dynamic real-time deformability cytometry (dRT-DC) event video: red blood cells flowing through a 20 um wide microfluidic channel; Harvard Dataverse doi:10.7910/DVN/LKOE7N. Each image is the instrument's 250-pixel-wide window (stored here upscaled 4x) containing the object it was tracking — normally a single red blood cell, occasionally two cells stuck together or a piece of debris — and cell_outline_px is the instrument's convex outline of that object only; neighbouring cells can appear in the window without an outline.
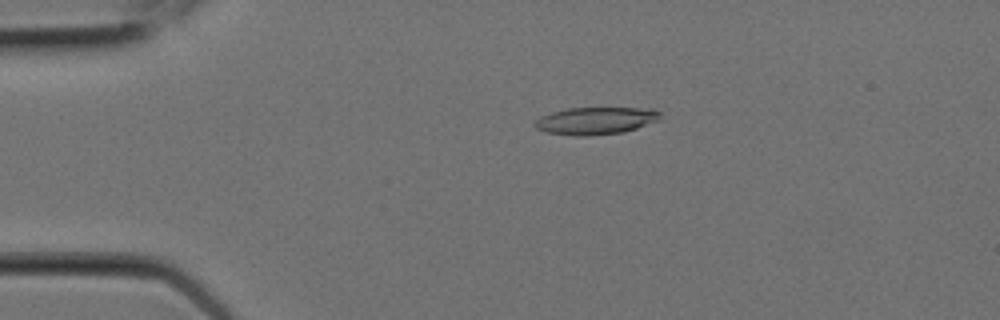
{"species": "Egyptian fruit bat (a non-hibernating species)", "species_latin": "Rousettus aegyptiacus", "temperature_condition": "room temperature", "stored_images_in_passage": 9, "camera_frame_rate_fps": 3000, "um_per_image_px": 0.085, "animal": {"sex": "female"}, "frame": {"image": 1, "passage_image": 4, "time_ms": 1.0, "image_size_px": [1000, 320], "cell_outline_px": [[660, 120], [624, 132], [588, 136], [572, 136], [544, 132], [536, 128], [532, 124], [540, 116], [552, 112], [568, 108], [652, 108], [660, 112]], "centroid_in_image_um": [50.61, 10.27], "position_along_channel_um": 34.4, "area_um2": 20.17}}
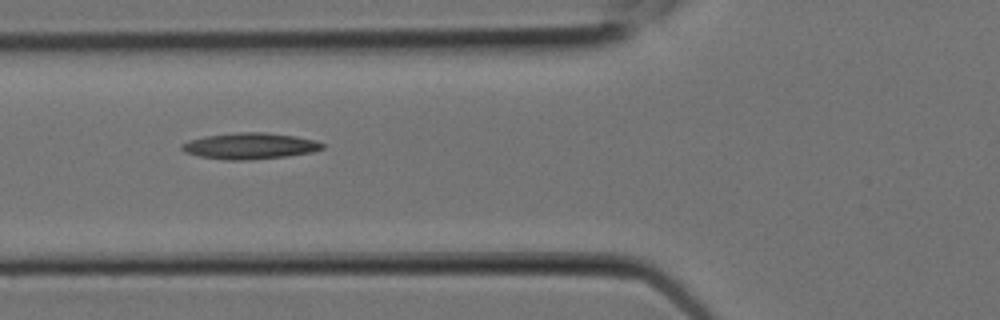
{"frame": {"image": 2, "passage_image": 7, "time_ms": 2.0, "image_size_px": [1000, 320], "cell_outline_px": [[324, 148], [312, 152], [288, 156], [252, 160], [224, 160], [200, 156], [184, 152], [180, 148], [180, 144], [188, 140], [204, 136], [240, 132], [264, 132], [296, 136], [316, 140], [324, 144]], "centroid_in_image_um": [21.23, 12.41], "position_along_channel_um": 104.6, "area_um2": 21.68}}
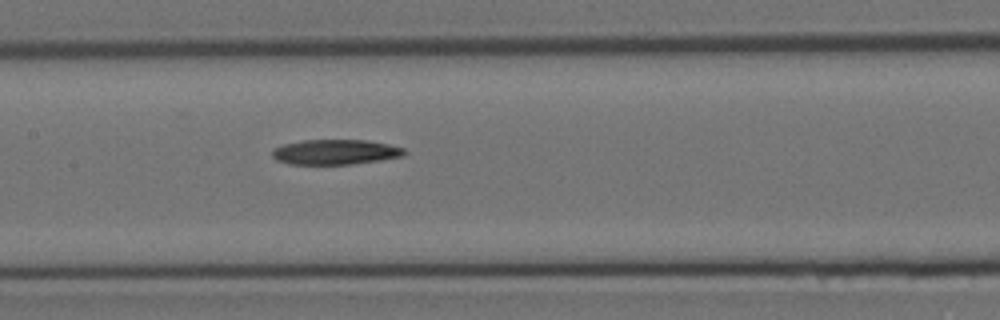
{"frame": {"image": 3, "passage_image": 9, "time_ms": 2.667, "image_size_px": [1000, 320], "cell_outline_px": [[408, 152], [404, 156], [380, 160], [352, 164], [288, 164], [276, 160], [272, 156], [272, 148], [284, 144], [304, 140], [364, 140], [388, 144], [404, 148]], "centroid_in_image_um": [28.5, 12.92], "position_along_channel_um": 178.9, "area_um2": 19.36}}